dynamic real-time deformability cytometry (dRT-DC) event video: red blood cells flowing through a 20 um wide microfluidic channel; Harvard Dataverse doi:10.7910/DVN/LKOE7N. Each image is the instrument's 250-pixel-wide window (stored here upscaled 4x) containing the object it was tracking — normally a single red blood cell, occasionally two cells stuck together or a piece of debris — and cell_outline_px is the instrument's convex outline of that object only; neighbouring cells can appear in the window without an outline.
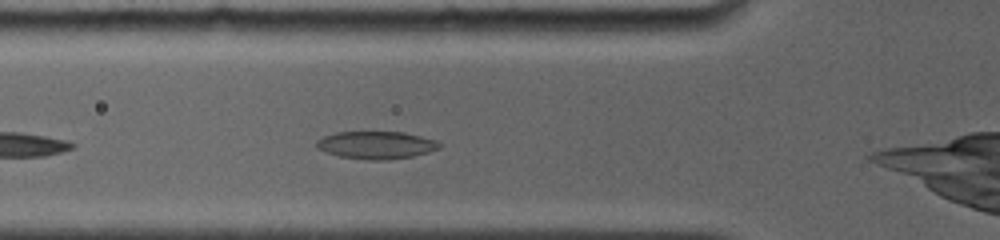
{"species": "common noctule bat (a hibernating species)", "species_latin": "Nyctalus noctula", "temperature_condition": "room temperature", "stored_images_in_passage": 18, "camera_frame_rate_fps": 4000, "um_per_image_px": 0.085, "animal": {"sex": "female", "body_mass_g": 19.0, "forearm_length_mm": 56.7}, "frame": {"image": 1, "passage_image": 5, "time_ms": 2.0, "image_size_px": [1000, 240], "cell_outline_px": [[440, 148], [428, 152], [412, 156], [384, 160], [372, 160], [340, 156], [328, 152], [320, 148], [316, 144], [316, 140], [324, 136], [336, 132], [404, 132], [436, 140], [440, 144]], "centroid_in_image_um": [32.0, 12.32], "position_along_channel_um": 93.8, "area_um2": 19.42}}
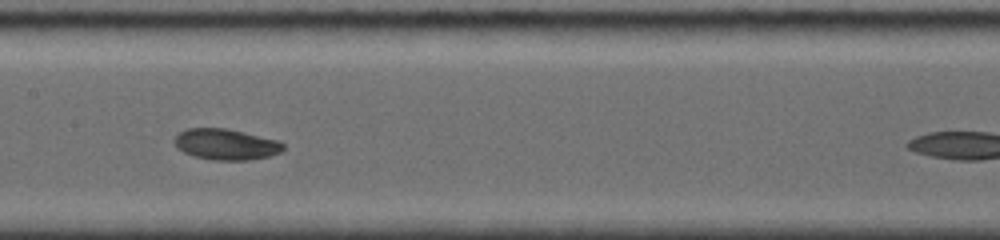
{"frame": {"image": 2, "passage_image": 10, "time_ms": 4.5, "image_size_px": [1000, 240], "cell_outline_px": [[284, 148], [280, 152], [268, 156], [248, 160], [212, 160], [196, 156], [184, 152], [172, 140], [180, 132], [188, 128], [228, 128], [280, 140], [284, 144]], "centroid_in_image_um": [19.24, 12.25], "position_along_channel_um": 188.2, "area_um2": 19.59}}
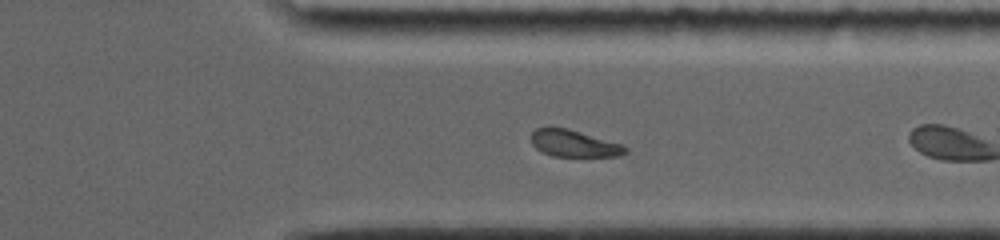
{"frame": {"image": 3, "passage_image": 17, "time_ms": 8.25, "image_size_px": [1000, 240], "cell_outline_px": [[628, 152], [620, 156], [552, 156], [536, 148], [532, 144], [528, 136], [536, 128], [568, 128], [624, 144], [628, 148]], "centroid_in_image_um": [48.81, 12.19], "position_along_channel_um": 362.6, "area_um2": 14.91}}